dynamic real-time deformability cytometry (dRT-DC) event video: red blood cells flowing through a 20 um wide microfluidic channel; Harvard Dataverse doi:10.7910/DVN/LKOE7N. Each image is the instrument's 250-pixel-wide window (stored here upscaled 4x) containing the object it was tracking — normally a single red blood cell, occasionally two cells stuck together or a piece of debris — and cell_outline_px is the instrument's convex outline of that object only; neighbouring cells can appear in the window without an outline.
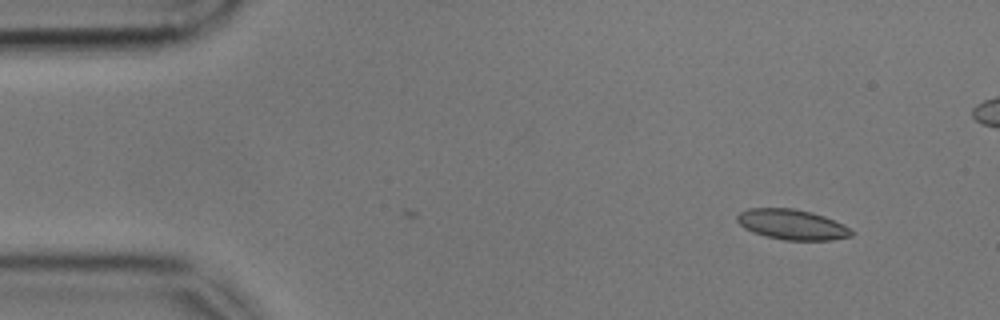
{"species": "common noctule bat (a hibernating species)", "species_latin": "Nyctalus noctula", "temperature_condition": "cold", "stored_images_in_passage": 10, "camera_frame_rate_fps": 3000, "um_per_image_px": 0.085, "animal": {"sex": "male", "body_mass_g": 17.9, "forearm_length_mm": 54.2}, "frame": {"image": 1, "passage_image": 10, "time_ms": 3.0, "image_size_px": [1000, 320], "cell_outline_px": [[856, 232], [852, 236], [832, 240], [784, 240], [752, 232], [744, 228], [736, 220], [736, 216], [740, 212], [748, 208], [792, 208], [812, 212], [824, 216], [844, 224]], "centroid_in_image_um": [67.35, 19.08], "position_along_channel_um": 17.6, "area_um2": 20.29}}